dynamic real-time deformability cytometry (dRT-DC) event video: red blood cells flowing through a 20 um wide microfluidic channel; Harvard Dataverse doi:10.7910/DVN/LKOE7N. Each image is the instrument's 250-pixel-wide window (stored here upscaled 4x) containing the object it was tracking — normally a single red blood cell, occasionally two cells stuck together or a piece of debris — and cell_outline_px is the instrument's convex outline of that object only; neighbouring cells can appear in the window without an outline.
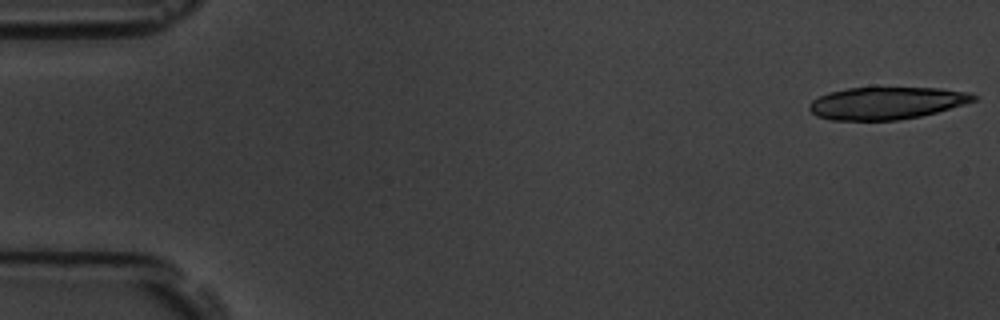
{"species": "common noctule bat (a hibernating species)", "species_latin": "Nyctalus noctula", "temperature_condition": "room temperature", "stored_images_in_passage": 9, "camera_frame_rate_fps": 3000, "um_per_image_px": 0.085, "animal": {"sex": "male", "body_mass_g": 19.5, "forearm_length_mm": 54.6}, "frame": {"image": 1, "passage_image": 1, "time_ms": 0.0, "image_size_px": [1000, 320], "cell_outline_px": [[976, 100], [964, 104], [936, 112], [920, 116], [900, 120], [832, 120], [816, 116], [808, 108], [812, 100], [828, 92], [848, 88], [940, 88], [972, 92], [976, 96]], "centroid_in_image_um": [75.36, 8.76], "position_along_channel_um": 9.6, "area_um2": 30.87}}
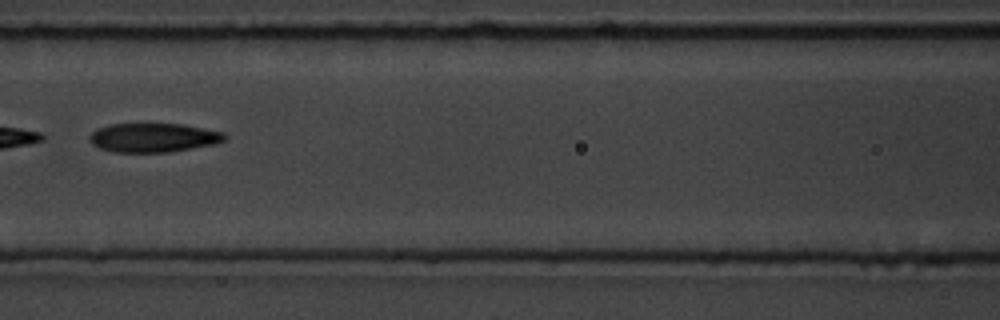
{"frame": {"image": 2, "passage_image": 8, "time_ms": 8.0, "image_size_px": [1000, 320], "cell_outline_px": [[228, 140], [216, 144], [168, 152], [112, 152], [100, 148], [92, 144], [88, 136], [96, 128], [108, 124], [184, 124], [224, 132], [228, 136]], "centroid_in_image_um": [13.07, 11.69], "position_along_channel_um": 153.5, "area_um2": 23.12}}